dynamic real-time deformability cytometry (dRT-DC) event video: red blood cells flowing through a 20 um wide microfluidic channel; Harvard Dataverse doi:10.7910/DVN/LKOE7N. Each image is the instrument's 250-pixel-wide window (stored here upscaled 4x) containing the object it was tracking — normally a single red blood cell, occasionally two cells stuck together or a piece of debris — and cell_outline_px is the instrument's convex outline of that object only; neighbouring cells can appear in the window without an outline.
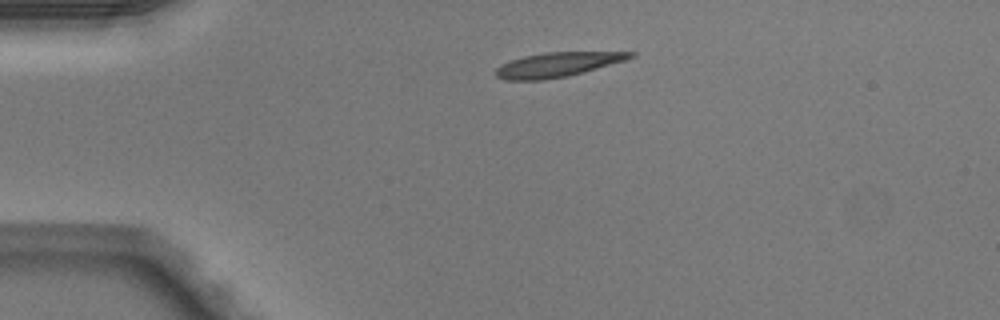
{"species": "Egyptian fruit bat (a non-hibernating species)", "species_latin": "Rousettus aegyptiacus", "temperature_condition": "warm", "stored_images_in_passage": 39, "camera_frame_rate_fps": 3000, "um_per_image_px": 0.085, "animal": {"sex": "male"}, "frame": {"image": 1, "passage_image": 1, "time_ms": 0.0, "image_size_px": [1000, 320], "cell_outline_px": [[636, 56], [624, 60], [568, 76], [544, 80], [504, 80], [496, 76], [496, 68], [500, 64], [524, 56], [544, 52], [636, 52]], "centroid_in_image_um": [47.34, 5.49], "position_along_channel_um": 37.7, "area_um2": 19.02}}
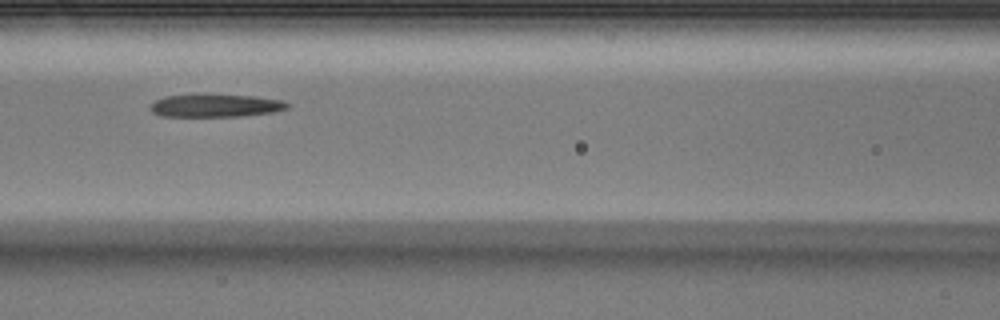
{"frame": {"image": 2, "passage_image": 12, "time_ms": 3.667, "image_size_px": [1000, 320], "cell_outline_px": [[288, 108], [272, 112], [240, 116], [160, 116], [152, 112], [152, 104], [156, 100], [164, 96], [256, 96], [280, 100], [288, 104]], "centroid_in_image_um": [18.33, 9.0], "position_along_channel_um": 148.3, "area_um2": 17.4}}
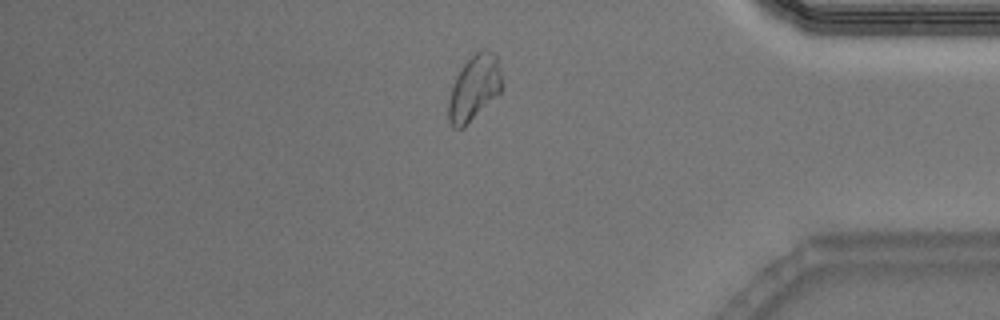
{"frame": {"image": 3, "passage_image": 32, "time_ms": 10.333, "image_size_px": [1000, 320], "cell_outline_px": [[504, 88], [464, 128], [452, 128], [448, 120], [448, 100], [456, 76], [460, 68], [480, 48], [488, 48], [496, 56]], "centroid_in_image_um": [40.3, 7.48], "position_along_channel_um": 394.9, "area_um2": 20.4}, "authors_computed_cell_mechanics": {"area_um2": 19.0162, "velocity_mm_per_s": 4.0669, "shape_relaxation_time_tau1_ms": null, "shape_relaxation_time_tau2_ms": 2.7119, "deformation_change_tau1": null, "deformation_change_tau2": 0.108}}